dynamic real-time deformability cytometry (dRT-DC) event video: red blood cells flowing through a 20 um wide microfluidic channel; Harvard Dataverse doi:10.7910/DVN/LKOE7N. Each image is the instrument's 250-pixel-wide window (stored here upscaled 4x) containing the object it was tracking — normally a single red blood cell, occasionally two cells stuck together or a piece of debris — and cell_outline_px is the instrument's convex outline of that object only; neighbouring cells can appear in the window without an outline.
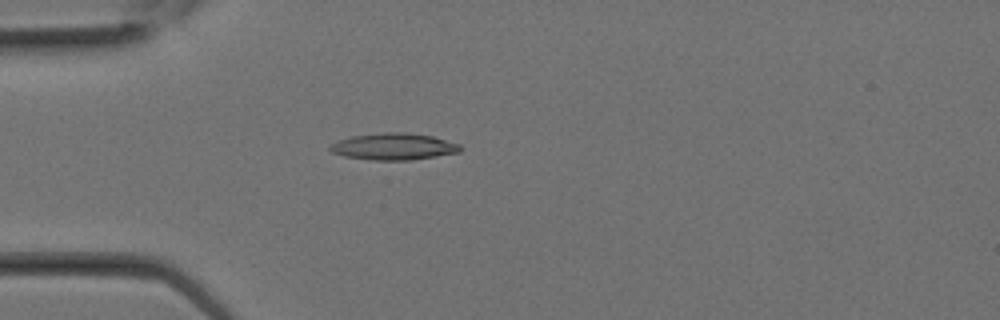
{"species": "Egyptian fruit bat (a non-hibernating species)", "species_latin": "Rousettus aegyptiacus", "temperature_condition": "room temperature", "stored_images_in_passage": 19, "camera_frame_rate_fps": 3000, "um_per_image_px": 0.085, "animal": {"sex": "female"}, "frame": {"image": 1, "passage_image": 7, "time_ms": 2.0, "image_size_px": [1000, 320], "cell_outline_px": [[460, 152], [436, 156], [408, 160], [372, 160], [344, 156], [332, 152], [328, 148], [332, 144], [340, 140], [352, 136], [384, 132], [404, 132], [432, 136], [460, 144]], "centroid_in_image_um": [33.46, 12.45], "position_along_channel_um": 51.5, "area_um2": 20.06}}
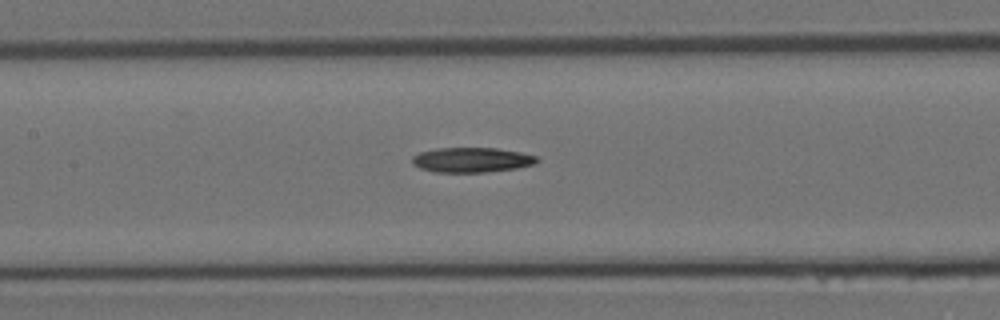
{"frame": {"image": 2, "passage_image": 12, "time_ms": 3.667, "image_size_px": [1000, 320], "cell_outline_px": [[540, 160], [536, 164], [516, 168], [484, 172], [436, 172], [420, 168], [412, 164], [412, 156], [420, 152], [436, 148], [496, 148], [520, 152], [536, 156]], "centroid_in_image_um": [40.1, 13.59], "position_along_channel_um": 167.3, "area_um2": 18.09}}
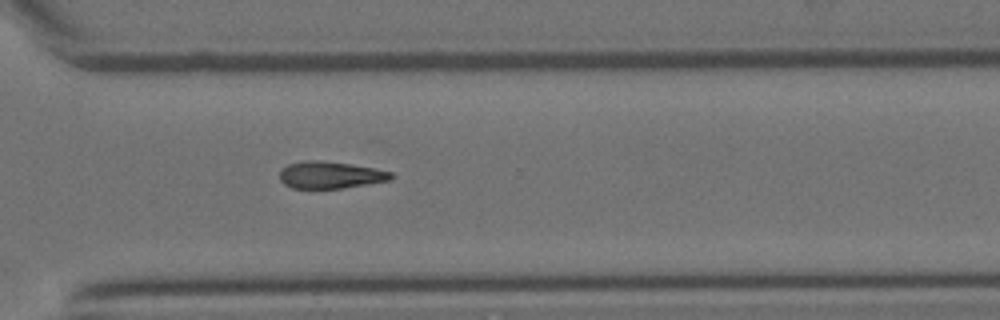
{"frame": {"image": 3, "passage_image": 19, "time_ms": 6.0, "image_size_px": [1000, 320], "cell_outline_px": [[396, 176], [392, 180], [344, 188], [292, 188], [284, 184], [280, 180], [280, 168], [288, 164], [304, 160], [320, 160], [352, 164], [376, 168], [392, 172]], "centroid_in_image_um": [28.11, 14.86], "position_along_channel_um": 342.5, "area_um2": 17.86}}